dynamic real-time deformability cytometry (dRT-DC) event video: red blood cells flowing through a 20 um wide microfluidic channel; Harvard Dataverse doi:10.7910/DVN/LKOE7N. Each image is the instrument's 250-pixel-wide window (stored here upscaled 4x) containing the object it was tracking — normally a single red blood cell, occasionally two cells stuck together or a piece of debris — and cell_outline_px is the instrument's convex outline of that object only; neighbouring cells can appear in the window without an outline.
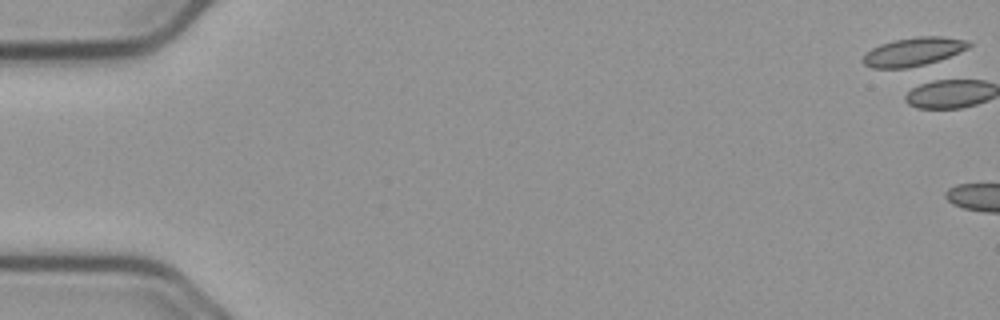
{"species": "common noctule bat (a hibernating species)", "species_latin": "Nyctalus noctula", "temperature_condition": "cold", "stored_images_in_passage": 5, "camera_frame_rate_fps": 3000, "um_per_image_px": 0.085, "animal": {"sex": "male", "body_mass_g": 23.1, "forearm_length_mm": 52.7}, "frame": {"image": 1, "passage_image": 1, "time_ms": 0.0, "image_size_px": [1000, 320], "cell_outline_px": [[972, 44], [968, 48], [932, 64], [908, 68], [872, 68], [864, 64], [864, 56], [872, 48], [880, 44], [896, 40], [916, 36], [940, 36], [964, 40]], "centroid_in_image_um": [77.67, 4.41], "position_along_channel_um": 7.3, "area_um2": 17.57}}